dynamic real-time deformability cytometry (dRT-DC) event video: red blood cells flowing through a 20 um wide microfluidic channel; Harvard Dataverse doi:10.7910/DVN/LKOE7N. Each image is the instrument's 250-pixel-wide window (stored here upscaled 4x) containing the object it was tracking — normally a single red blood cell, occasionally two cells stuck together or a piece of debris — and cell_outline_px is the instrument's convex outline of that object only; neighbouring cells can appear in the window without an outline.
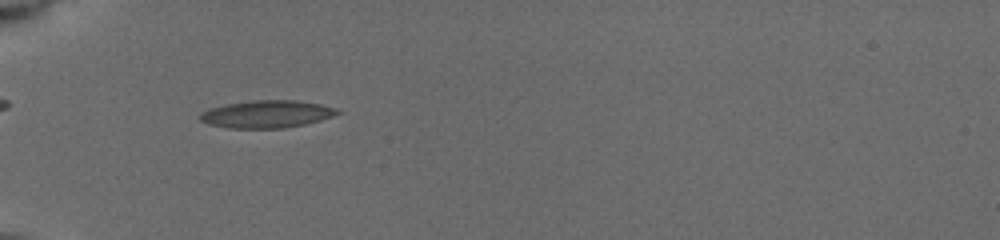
{"species": "common noctule bat (a hibernating species)", "species_latin": "Nyctalus noctula", "temperature_condition": "cold", "stored_images_in_passage": 38, "camera_frame_rate_fps": 3000, "um_per_image_px": 0.085, "animal": {"sex": "female", "body_mass_g": 19.5, "forearm_length_mm": 54.1}, "frame": {"image": 1, "passage_image": 21, "time_ms": 6.333, "image_size_px": [1000, 240], "cell_outline_px": [[344, 112], [320, 120], [304, 124], [284, 128], [228, 128], [208, 124], [200, 120], [196, 116], [200, 112], [208, 108], [224, 104], [252, 100], [296, 100], [320, 104], [336, 108]], "centroid_in_image_um": [22.62, 9.69], "position_along_channel_um": 62.4, "area_um2": 22.25}}
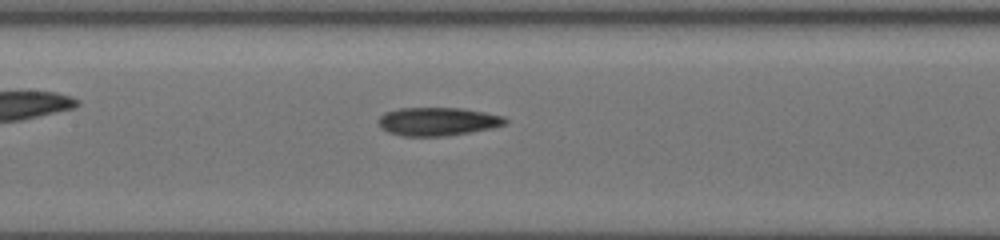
{"frame": {"image": 2, "passage_image": 33, "time_ms": 9.333, "image_size_px": [1000, 240], "cell_outline_px": [[508, 120], [504, 124], [492, 128], [444, 136], [404, 136], [388, 132], [380, 128], [376, 120], [384, 112], [400, 108], [460, 108], [484, 112], [504, 116]], "centroid_in_image_um": [37.15, 10.32], "position_along_channel_um": 170.3, "area_um2": 20.92}}
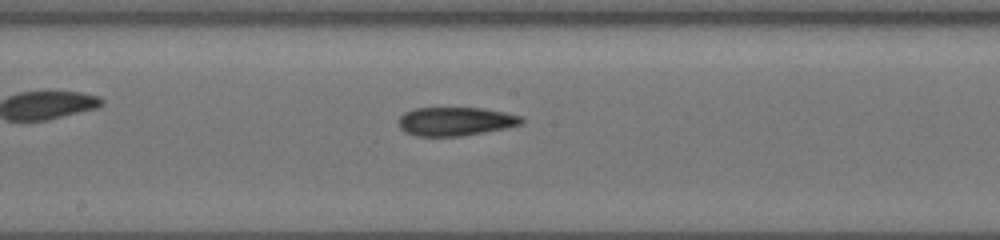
{"frame": {"image": 3, "passage_image": 37, "time_ms": 10.333, "image_size_px": [1000, 240], "cell_outline_px": [[524, 120], [520, 124], [504, 128], [460, 136], [416, 136], [404, 132], [400, 128], [400, 116], [404, 112], [416, 108], [480, 108], [504, 112], [520, 116]], "centroid_in_image_um": [38.67, 10.32], "position_along_channel_um": 209.5, "area_um2": 20.23}}